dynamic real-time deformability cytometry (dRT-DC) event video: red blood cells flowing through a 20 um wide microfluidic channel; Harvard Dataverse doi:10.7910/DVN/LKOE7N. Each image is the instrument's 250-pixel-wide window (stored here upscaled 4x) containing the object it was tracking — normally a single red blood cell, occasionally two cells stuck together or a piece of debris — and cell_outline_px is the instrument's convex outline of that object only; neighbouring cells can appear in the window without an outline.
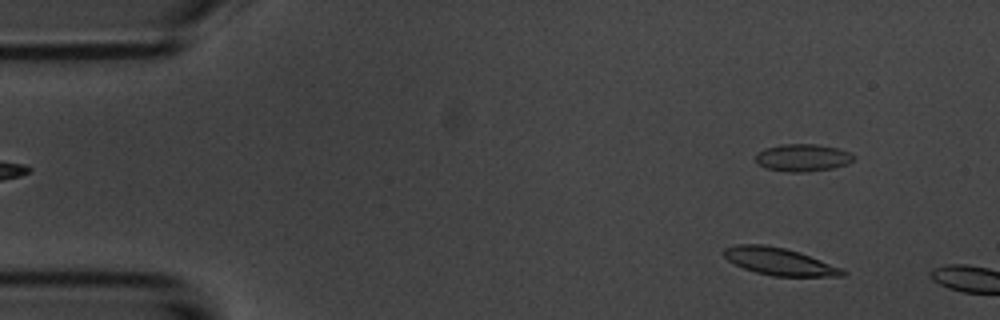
{"species": "common noctule bat (a hibernating species)", "species_latin": "Nyctalus noctula", "temperature_condition": "room temperature", "stored_images_in_passage": 2, "camera_frame_rate_fps": 3000, "um_per_image_px": 0.085, "animal": {"sex": "male", "body_mass_g": 20.1, "forearm_length_mm": 53.5}, "frame": {"image": 1, "passage_image": 1, "time_ms": 0.0, "image_size_px": [1000, 320], "cell_outline_px": [[848, 272], [844, 276], [772, 276], [756, 272], [744, 268], [728, 260], [720, 252], [724, 248], [736, 244], [764, 244], [784, 248], [800, 252], [840, 268]], "centroid_in_image_um": [66.19, 22.21], "position_along_channel_um": 18.8, "area_um2": 18.79}}